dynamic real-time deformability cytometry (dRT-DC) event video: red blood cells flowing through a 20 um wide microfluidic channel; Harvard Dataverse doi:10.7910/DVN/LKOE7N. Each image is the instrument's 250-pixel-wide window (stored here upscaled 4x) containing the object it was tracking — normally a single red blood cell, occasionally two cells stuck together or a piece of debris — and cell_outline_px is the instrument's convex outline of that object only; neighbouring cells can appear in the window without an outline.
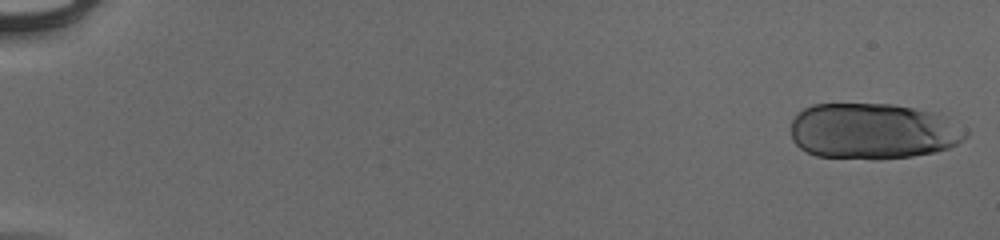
{"species": "human", "species_latin": "Homo sapiens", "temperature_condition": "cold", "stored_images_in_passage": 53, "camera_frame_rate_fps": 3000, "um_per_image_px": 0.085, "donor": {"sex": "male"}, "frame": {"image": 1, "passage_image": 1, "time_ms": 0.0, "image_size_px": [1000, 240], "cell_outline_px": [[968, 136], [964, 140], [948, 148], [936, 152], [912, 156], [880, 160], [872, 160], [816, 156], [800, 148], [792, 140], [792, 120], [804, 108], [812, 104], [892, 104], [916, 108], [932, 112], [968, 128]], "centroid_in_image_um": [74.22, 11.16], "position_along_channel_um": 10.8, "area_um2": 57.51}}
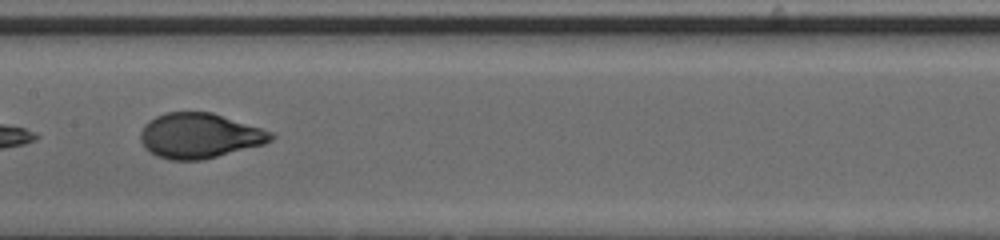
{"frame": {"image": 2, "passage_image": 30, "time_ms": 9.667, "image_size_px": [1000, 240], "cell_outline_px": [[276, 136], [272, 140], [264, 144], [200, 160], [168, 160], [156, 156], [144, 148], [140, 140], [140, 132], [144, 124], [148, 120], [164, 112], [212, 112], [272, 132]], "centroid_in_image_um": [16.91, 11.53], "position_along_channel_um": 190.5, "area_um2": 34.28}}
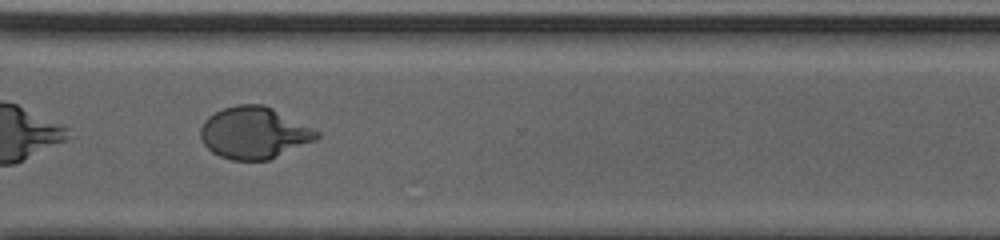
{"frame": {"image": 3, "passage_image": 42, "time_ms": 13.667, "image_size_px": [1000, 240], "cell_outline_px": [[320, 136], [316, 140], [268, 160], [232, 160], [220, 156], [212, 152], [204, 144], [200, 136], [200, 128], [204, 120], [208, 116], [224, 108], [236, 104], [264, 104], [320, 132]], "centroid_in_image_um": [21.58, 11.29], "position_along_channel_um": 349.0, "area_um2": 34.91}, "authors_computed_cell_mechanics": {"area_um2": 35.547, "velocity_mm_per_s": 3.9536, "shape_relaxation_time_tau1_ms": 3.5438, "shape_relaxation_time_tau2_ms": null, "deformation_change_tau1": 0.1904, "deformation_change_tau2": null}}